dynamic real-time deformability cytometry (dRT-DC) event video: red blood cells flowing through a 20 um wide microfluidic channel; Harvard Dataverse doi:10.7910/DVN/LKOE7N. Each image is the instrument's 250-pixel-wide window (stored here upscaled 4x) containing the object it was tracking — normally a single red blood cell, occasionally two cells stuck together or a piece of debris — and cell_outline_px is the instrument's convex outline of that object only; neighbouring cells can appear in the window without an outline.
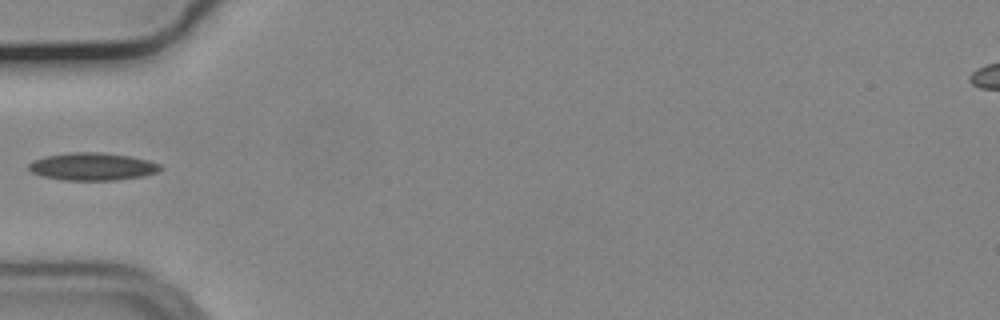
{"species": "common noctule bat (a hibernating species)", "species_latin": "Nyctalus noctula", "temperature_condition": "cold", "stored_images_in_passage": 3, "camera_frame_rate_fps": 3000, "um_per_image_px": 0.085, "animal": {"sex": "male", "body_mass_g": 19.2, "forearm_length_mm": 51.8}, "frame": {"image": 1, "passage_image": 1, "time_ms": 0.0, "image_size_px": [1000, 320], "cell_outline_px": [[164, 168], [156, 172], [144, 176], [116, 180], [60, 180], [40, 176], [32, 172], [28, 168], [28, 164], [32, 160], [44, 156], [68, 152], [100, 152], [128, 156], [148, 160], [160, 164]], "centroid_in_image_um": [7.82, 14.16], "position_along_channel_um": 77.2, "area_um2": 21.39}}